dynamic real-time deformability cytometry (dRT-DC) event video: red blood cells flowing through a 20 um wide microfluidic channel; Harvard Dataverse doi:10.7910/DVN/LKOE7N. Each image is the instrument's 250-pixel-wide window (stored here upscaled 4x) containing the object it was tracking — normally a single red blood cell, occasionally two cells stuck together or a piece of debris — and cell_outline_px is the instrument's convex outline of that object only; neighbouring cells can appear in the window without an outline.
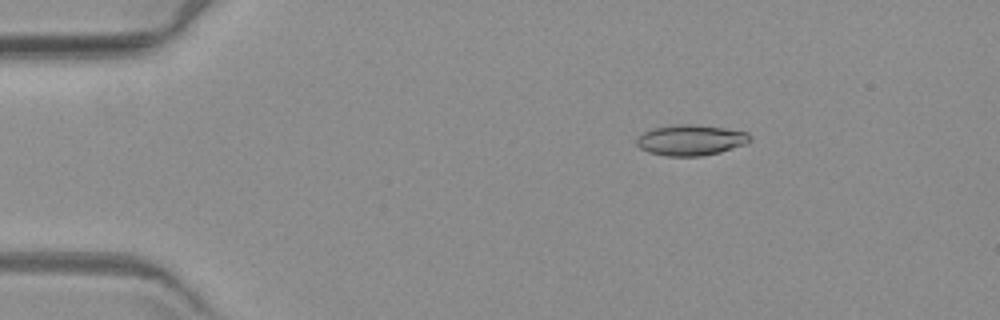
{"species": "common noctule bat (a hibernating species)", "species_latin": "Nyctalus noctula", "temperature_condition": "warm", "stored_images_in_passage": 3, "camera_frame_rate_fps": 3000, "um_per_image_px": 0.085, "animal": {"sex": "female", "body_mass_g": 19.3, "forearm_length_mm": 54.1}, "frame": {"image": 1, "passage_image": 3, "time_ms": 2.333, "image_size_px": [1000, 320], "cell_outline_px": [[752, 140], [744, 144], [720, 152], [700, 156], [664, 156], [648, 152], [640, 148], [636, 144], [636, 140], [644, 132], [652, 128], [676, 124], [696, 124], [724, 128], [748, 132], [752, 136]], "centroid_in_image_um": [58.72, 11.9], "position_along_channel_um": 26.3, "area_um2": 20.35}}